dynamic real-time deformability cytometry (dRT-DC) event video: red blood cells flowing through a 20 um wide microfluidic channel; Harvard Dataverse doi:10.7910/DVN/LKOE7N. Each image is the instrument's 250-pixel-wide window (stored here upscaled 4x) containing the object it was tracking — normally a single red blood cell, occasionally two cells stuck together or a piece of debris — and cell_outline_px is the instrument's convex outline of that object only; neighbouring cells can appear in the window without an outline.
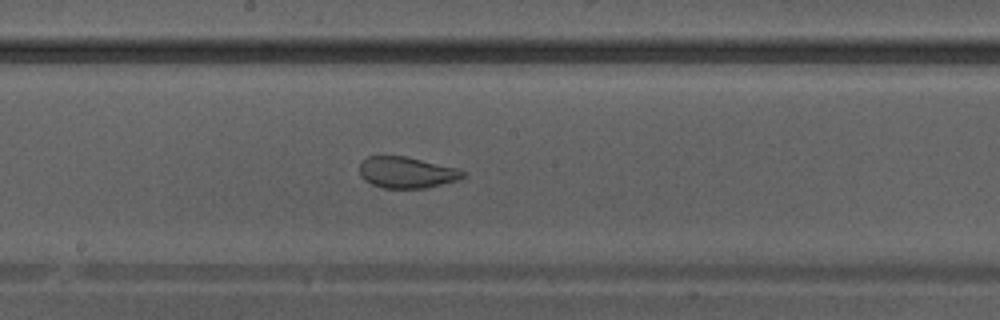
{"species": "Egyptian fruit bat (a non-hibernating species)", "species_latin": "Rousettus aegyptiacus", "temperature_condition": "warm", "stored_images_in_passage": 33, "camera_frame_rate_fps": 3000, "um_per_image_px": 0.085, "animal": {"sex": "male"}, "frame": {"image": 1, "passage_image": 23, "time_ms": 7.333, "image_size_px": [1000, 320], "cell_outline_px": [[468, 176], [460, 180], [424, 188], [384, 188], [372, 184], [364, 180], [360, 176], [360, 160], [368, 156], [404, 156], [460, 168]], "centroid_in_image_um": [34.59, 14.65], "position_along_channel_um": 213.6, "area_um2": 19.07}}
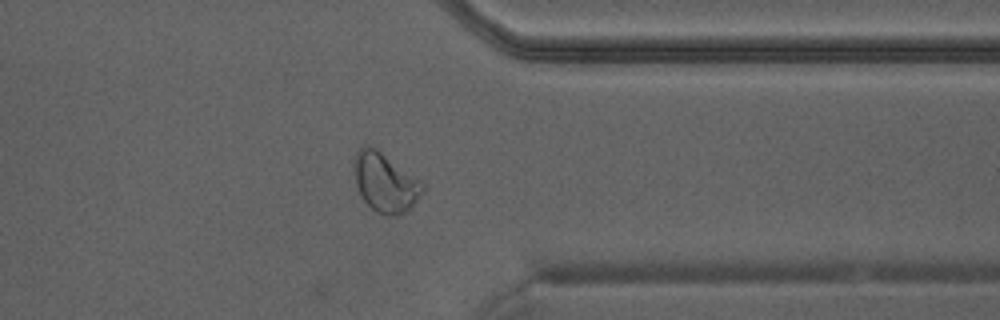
{"frame": {"image": 2, "passage_image": 33, "time_ms": 10.667, "image_size_px": [1000, 320], "cell_outline_px": [[424, 192], [412, 208], [404, 212], [388, 216], [376, 212], [364, 200], [356, 184], [356, 152], [364, 144], [368, 144], [376, 148], [424, 184]], "centroid_in_image_um": [32.77, 15.53], "position_along_channel_um": 378.6, "area_um2": 23.0}}